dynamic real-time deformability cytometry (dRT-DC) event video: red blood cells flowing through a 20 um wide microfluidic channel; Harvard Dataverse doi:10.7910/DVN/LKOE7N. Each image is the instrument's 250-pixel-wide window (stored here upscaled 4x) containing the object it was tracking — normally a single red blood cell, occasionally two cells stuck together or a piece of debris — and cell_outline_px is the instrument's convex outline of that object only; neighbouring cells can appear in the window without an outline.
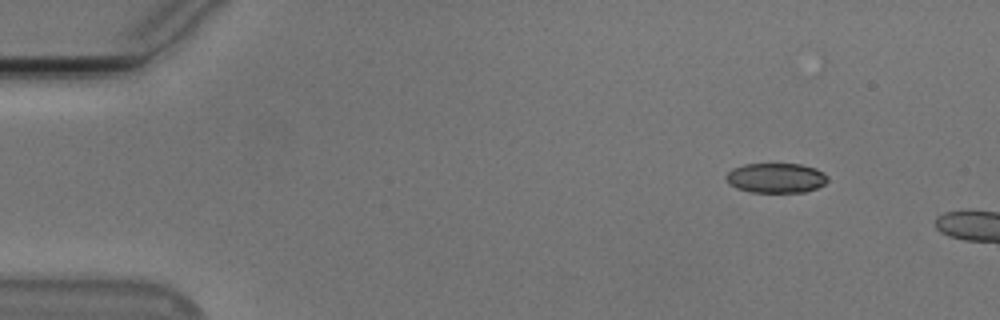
{"species": "Egyptian fruit bat (a non-hibernating species)", "species_latin": "Rousettus aegyptiacus", "temperature_condition": "cold", "stored_images_in_passage": 9, "camera_frame_rate_fps": 3000, "um_per_image_px": 0.085, "animal": {"sex": "male"}, "frame": {"image": 1, "passage_image": 6, "time_ms": 1.667, "image_size_px": [1000, 320], "cell_outline_px": [[828, 180], [824, 184], [816, 188], [804, 192], [752, 192], [736, 188], [728, 184], [724, 176], [732, 168], [744, 164], [800, 164], [816, 168], [824, 172], [828, 176]], "centroid_in_image_um": [65.94, 15.12], "position_along_channel_um": 19.1, "area_um2": 17.8}}